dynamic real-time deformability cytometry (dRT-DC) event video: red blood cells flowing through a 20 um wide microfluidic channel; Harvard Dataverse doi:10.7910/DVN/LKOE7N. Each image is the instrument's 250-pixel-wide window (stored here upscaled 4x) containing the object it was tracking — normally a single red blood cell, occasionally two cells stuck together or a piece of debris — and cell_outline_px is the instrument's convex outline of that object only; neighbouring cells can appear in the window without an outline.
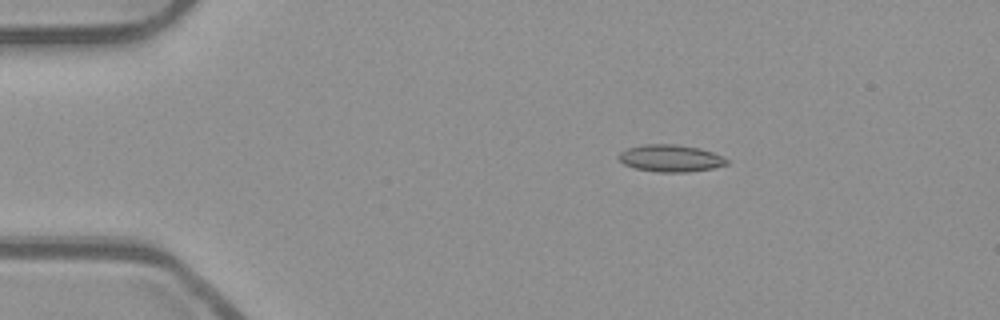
{"species": "common noctule bat (a hibernating species)", "species_latin": "Nyctalus noctula", "temperature_condition": "room temperature", "stored_images_in_passage": 45, "camera_frame_rate_fps": 3000, "um_per_image_px": 0.085, "animal": {"sex": "male", "body_mass_g": 23.1, "forearm_length_mm": 52.7}, "frame": {"image": 1, "passage_image": 1, "time_ms": 0.0, "image_size_px": [1000, 320], "cell_outline_px": [[728, 164], [712, 168], [688, 172], [660, 172], [636, 168], [624, 164], [616, 156], [620, 152], [628, 148], [644, 144], [676, 144], [700, 148], [712, 152], [728, 160]], "centroid_in_image_um": [56.98, 13.44], "position_along_channel_um": 28.0, "area_um2": 16.94}}
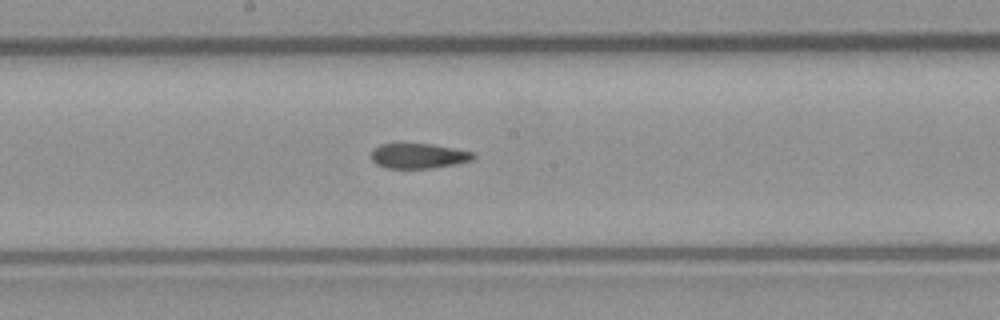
{"frame": {"image": 2, "passage_image": 20, "time_ms": 6.333, "image_size_px": [1000, 320], "cell_outline_px": [[476, 156], [472, 160], [432, 168], [384, 168], [376, 164], [372, 160], [372, 148], [380, 144], [432, 144], [476, 152]], "centroid_in_image_um": [35.57, 13.25], "position_along_channel_um": 212.6, "area_um2": 14.91}}
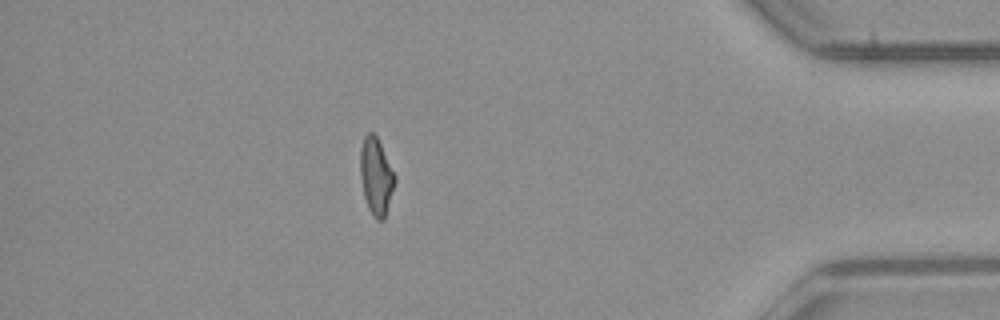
{"frame": {"image": 3, "passage_image": 38, "time_ms": 12.333, "image_size_px": [1000, 320], "cell_outline_px": [[396, 180], [384, 220], [376, 220], [372, 216], [368, 208], [364, 196], [360, 176], [360, 148], [364, 136], [368, 132], [372, 132], [376, 136], [396, 176]], "centroid_in_image_um": [31.96, 15.01], "position_along_channel_um": 403.2, "area_um2": 15.49}, "authors_computed_cell_mechanics": {"area_um2": 15.6638, "velocity_mm_per_s": 3.9154, "shape_relaxation_time_tau1_ms": null, "shape_relaxation_time_tau2_ms": 2.5499, "deformation_change_tau1": null, "deformation_change_tau2": 0.0982}}